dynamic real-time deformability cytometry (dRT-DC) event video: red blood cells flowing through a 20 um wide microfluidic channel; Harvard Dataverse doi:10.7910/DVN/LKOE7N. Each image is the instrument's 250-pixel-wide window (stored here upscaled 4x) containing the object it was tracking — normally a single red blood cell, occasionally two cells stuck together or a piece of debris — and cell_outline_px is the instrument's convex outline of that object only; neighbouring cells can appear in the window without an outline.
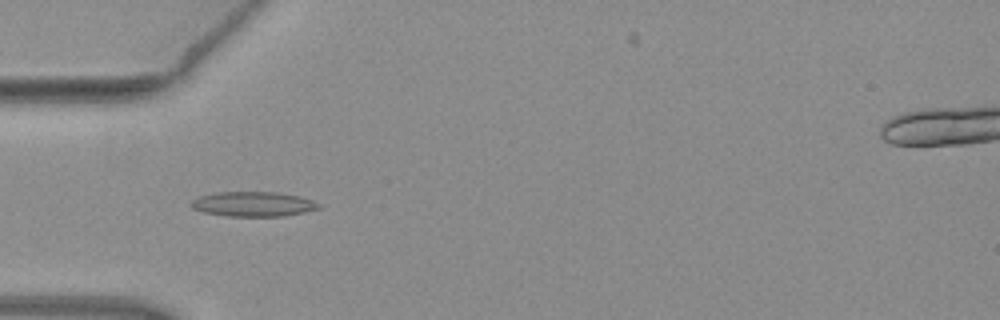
{"species": "common noctule bat (a hibernating species)", "species_latin": "Nyctalus noctula", "temperature_condition": "warm", "stored_images_in_passage": 7, "camera_frame_rate_fps": 3000, "um_per_image_px": 0.085, "animal": {"sex": "female", "body_mass_g": 19.3, "forearm_length_mm": 54.1}, "frame": {"image": 1, "passage_image": 4, "time_ms": 1.0, "image_size_px": [1000, 320], "cell_outline_px": [[320, 208], [304, 212], [284, 216], [228, 216], [204, 212], [192, 208], [188, 204], [192, 200], [200, 196], [216, 192], [276, 192], [296, 196], [312, 200], [320, 204]], "centroid_in_image_um": [21.49, 17.35], "position_along_channel_um": 63.5, "area_um2": 18.32}}
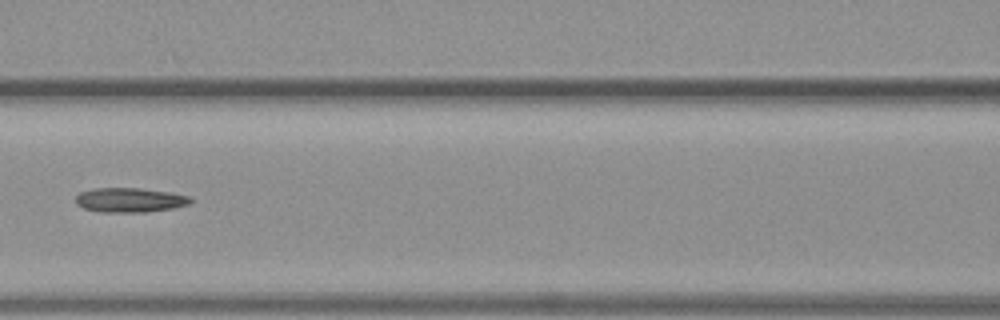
{"frame": {"image": 2, "passage_image": 6, "time_ms": 1.667, "image_size_px": [1000, 320], "cell_outline_px": [[192, 200], [188, 204], [172, 208], [144, 212], [100, 212], [84, 208], [76, 204], [76, 196], [80, 192], [96, 188], [140, 188], [172, 192], [188, 196]], "centroid_in_image_um": [11.02, 17.0], "position_along_channel_um": 155.6, "area_um2": 16.3}}
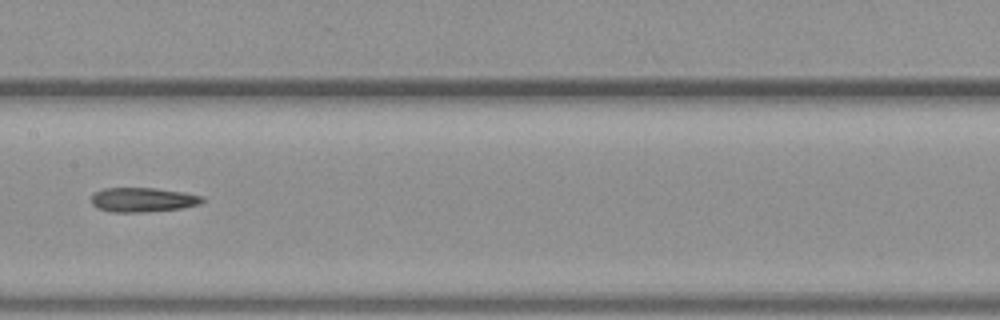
{"frame": {"image": 3, "passage_image": 7, "time_ms": 2.0, "image_size_px": [1000, 320], "cell_outline_px": [[204, 200], [200, 204], [180, 208], [144, 212], [112, 212], [96, 208], [92, 204], [92, 196], [96, 192], [104, 188], [156, 188], [184, 192], [204, 196]], "centroid_in_image_um": [12.15, 16.98], "position_along_channel_um": 195.2, "area_um2": 15.78}}